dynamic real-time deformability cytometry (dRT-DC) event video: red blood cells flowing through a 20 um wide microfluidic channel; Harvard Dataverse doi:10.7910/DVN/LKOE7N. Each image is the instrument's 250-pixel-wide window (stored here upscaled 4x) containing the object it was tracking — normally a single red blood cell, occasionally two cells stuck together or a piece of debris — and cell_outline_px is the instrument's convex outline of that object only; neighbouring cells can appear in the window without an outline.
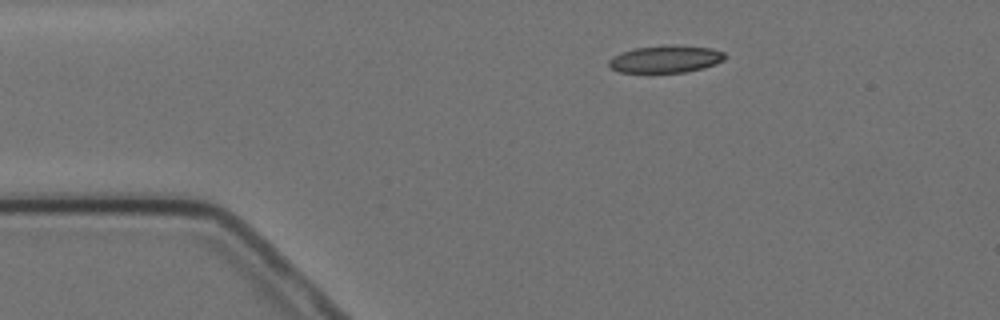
{"species": "Egyptian fruit bat (a non-hibernating species)", "species_latin": "Rousettus aegyptiacus", "temperature_condition": "cold", "stored_images_in_passage": 6, "camera_frame_rate_fps": 3000, "um_per_image_px": 0.085, "animal": {"sex": "female"}, "frame": {"image": 1, "passage_image": 6, "time_ms": 6.0, "image_size_px": [1000, 320], "cell_outline_px": [[724, 60], [716, 64], [704, 68], [688, 72], [620, 72], [612, 68], [608, 64], [608, 60], [612, 56], [620, 52], [636, 48], [672, 44], [712, 48], [724, 52]], "centroid_in_image_um": [56.59, 5.01], "position_along_channel_um": 28.4, "area_um2": 18.55}}